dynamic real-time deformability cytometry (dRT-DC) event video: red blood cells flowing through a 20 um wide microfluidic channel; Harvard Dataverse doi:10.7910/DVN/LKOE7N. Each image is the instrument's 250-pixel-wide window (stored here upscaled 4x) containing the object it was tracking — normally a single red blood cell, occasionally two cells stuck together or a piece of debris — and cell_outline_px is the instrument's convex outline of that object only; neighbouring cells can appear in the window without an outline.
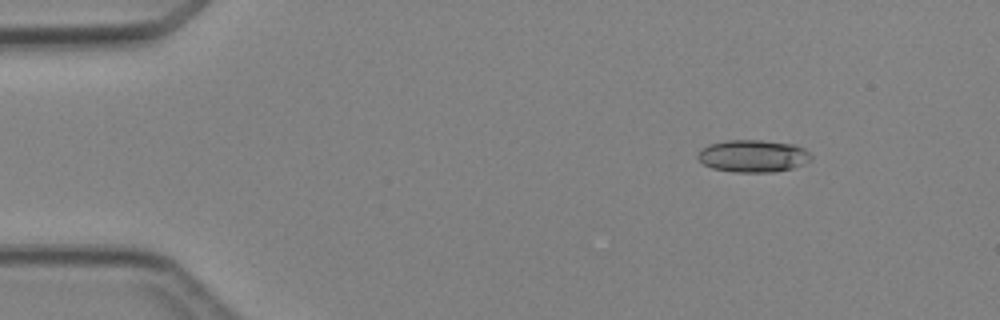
{"species": "Egyptian fruit bat (a non-hibernating species)", "species_latin": "Rousettus aegyptiacus", "temperature_condition": "cold", "stored_images_in_passage": 4, "camera_frame_rate_fps": 3000, "um_per_image_px": 0.085, "animal": {"sex": "female"}, "frame": {"image": 1, "passage_image": 4, "time_ms": 4.333, "image_size_px": [1000, 320], "cell_outline_px": [[812, 160], [804, 164], [792, 168], [776, 172], [732, 172], [712, 168], [704, 164], [696, 156], [708, 144], [724, 140], [764, 140], [796, 144], [804, 148], [812, 156]], "centroid_in_image_um": [64.05, 13.25], "position_along_channel_um": 21.0, "area_um2": 21.56}}